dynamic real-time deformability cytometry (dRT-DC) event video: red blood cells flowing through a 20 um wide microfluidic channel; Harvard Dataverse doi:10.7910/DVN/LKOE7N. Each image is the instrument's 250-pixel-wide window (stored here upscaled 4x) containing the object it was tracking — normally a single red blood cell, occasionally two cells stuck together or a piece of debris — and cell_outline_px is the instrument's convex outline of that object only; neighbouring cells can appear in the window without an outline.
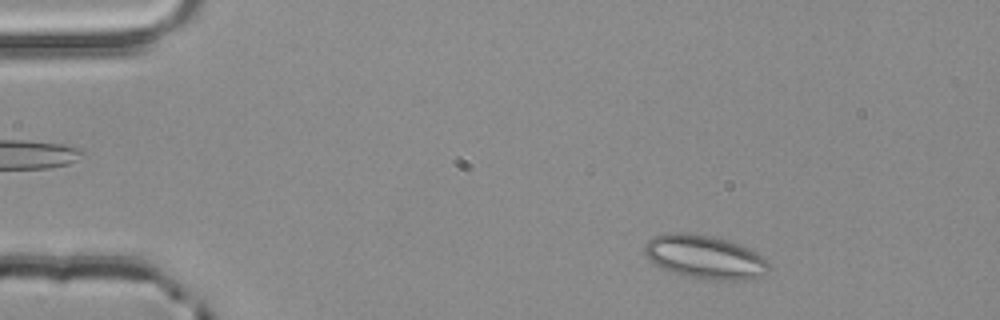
{"species": "common noctule bat (a hibernating species)", "species_latin": "Nyctalus noctula", "temperature_condition": "room temperature", "stored_images_in_passage": 2, "camera_frame_rate_fps": 3000, "um_per_image_px": 0.085, "animal": {"sex": "male", "body_mass_g": 20.4}, "frame": {"image": 1, "passage_image": 1, "time_ms": 0.0, "image_size_px": [1000, 320], "cell_outline_px": [[768, 268], [756, 280], [716, 280], [684, 276], [672, 272], [656, 264], [644, 252], [644, 244], [652, 236], [664, 232], [688, 232], [712, 236], [752, 248], [764, 256], [768, 264]], "centroid_in_image_um": [59.92, 21.83], "position_along_channel_um": 25.1, "area_um2": 31.79}}